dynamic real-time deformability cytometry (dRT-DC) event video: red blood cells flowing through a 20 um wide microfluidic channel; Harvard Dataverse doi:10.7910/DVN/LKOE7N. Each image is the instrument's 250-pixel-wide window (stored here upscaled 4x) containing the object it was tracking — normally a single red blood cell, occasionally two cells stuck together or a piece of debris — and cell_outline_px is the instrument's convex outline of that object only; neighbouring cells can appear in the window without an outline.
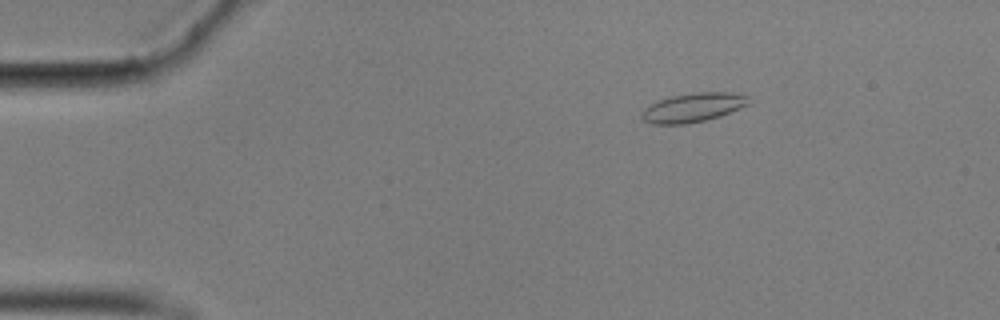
{"species": "common noctule bat (a hibernating species)", "species_latin": "Nyctalus noctula", "temperature_condition": "cold", "stored_images_in_passage": 56, "camera_frame_rate_fps": 3000, "um_per_image_px": 0.085, "animal": {"sex": "male", "body_mass_g": 17.9}, "frame": {"image": 1, "passage_image": 8, "time_ms": 2.333, "image_size_px": [1000, 320], "cell_outline_px": [[748, 104], [740, 108], [720, 116], [688, 124], [652, 124], [644, 120], [640, 116], [640, 112], [648, 104], [672, 96], [696, 92], [732, 92], [748, 96]], "centroid_in_image_um": [58.87, 9.14], "position_along_channel_um": 26.1, "area_um2": 18.09}}
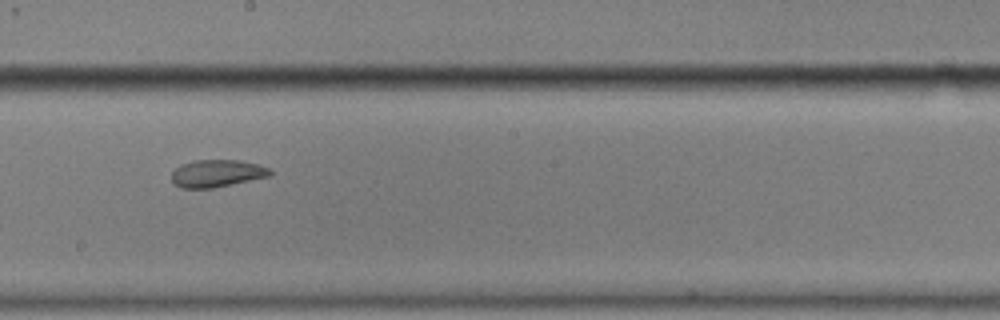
{"frame": {"image": 2, "passage_image": 31, "time_ms": 10.0, "image_size_px": [1000, 320], "cell_outline_px": [[272, 176], [212, 188], [180, 188], [172, 184], [172, 172], [180, 164], [192, 160], [240, 160], [256, 164], [268, 168], [272, 172]], "centroid_in_image_um": [18.41, 14.74], "position_along_channel_um": 229.8, "area_um2": 15.84}}
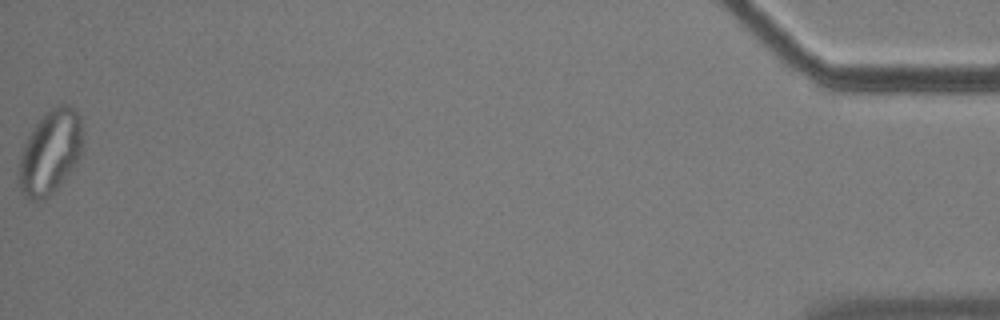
{"frame": {"image": 3, "passage_image": 56, "time_ms": 18.333, "image_size_px": [1000, 320], "cell_outline_px": [[80, 156], [76, 168], [44, 200], [28, 200], [20, 192], [16, 180], [20, 156], [28, 136], [32, 128], [52, 108], [60, 104], [68, 104], [80, 116]], "centroid_in_image_um": [4.22, 13.01], "position_along_channel_um": 431.0, "area_um2": 31.21}, "authors_computed_cell_mechanics": {"area_um2": 17.8891, "velocity_mm_per_s": 3.5318, "shape_relaxation_time_tau1_ms": null, "shape_relaxation_time_tau2_ms": 1.9282, "deformation_change_tau1": null, "deformation_change_tau2": 0.0699}}